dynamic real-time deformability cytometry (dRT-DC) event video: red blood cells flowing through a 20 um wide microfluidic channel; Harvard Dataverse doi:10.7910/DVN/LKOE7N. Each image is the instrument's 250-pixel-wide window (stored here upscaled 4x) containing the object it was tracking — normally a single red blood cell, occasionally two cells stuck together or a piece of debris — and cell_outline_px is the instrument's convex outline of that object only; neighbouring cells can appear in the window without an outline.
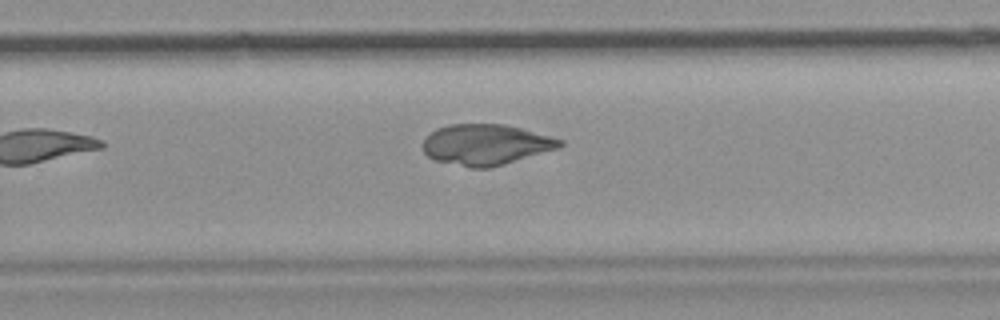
{"species": "common noctule bat (a hibernating species)", "species_latin": "Nyctalus noctula", "temperature_condition": "room temperature", "stored_images_in_passage": 8, "camera_frame_rate_fps": 3000, "um_per_image_px": 0.085, "animal": {"sex": "female", "body_mass_g": 19.9}, "frame": {"image": 1, "passage_image": 8, "time_ms": 8.0, "image_size_px": [1000, 320], "cell_outline_px": [[564, 144], [560, 148], [488, 168], [468, 168], [432, 160], [424, 152], [424, 140], [436, 128], [448, 124], [504, 124], [520, 128], [564, 140]], "centroid_in_image_um": [41.29, 12.3], "position_along_channel_um": 288.5, "area_um2": 32.48}}